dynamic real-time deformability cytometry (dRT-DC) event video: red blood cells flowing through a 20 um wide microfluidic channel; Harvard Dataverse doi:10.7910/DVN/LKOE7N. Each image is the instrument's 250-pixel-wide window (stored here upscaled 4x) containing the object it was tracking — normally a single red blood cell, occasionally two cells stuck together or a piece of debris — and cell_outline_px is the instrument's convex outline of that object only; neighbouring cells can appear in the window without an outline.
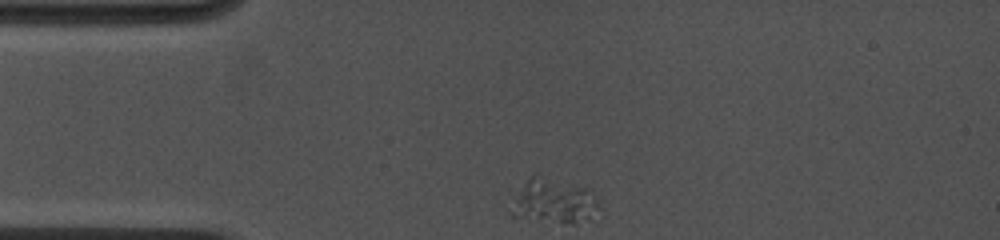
{"species": "common noctule bat (a hibernating species)", "species_latin": "Nyctalus noctula", "temperature_condition": "cold", "stored_images_in_passage": 52, "camera_frame_rate_fps": 4500, "um_per_image_px": 0.085, "animal": {"sex": "female", "body_mass_g": 19.0, "forearm_length_mm": 53.3}, "frame": {"image": 1, "passage_image": 1, "time_ms": 0.0, "image_size_px": [1000, 240], "cell_outline_px": [[600, 208], [592, 220], [576, 224], [564, 224], [512, 220], [508, 212], [516, 192], [536, 172], [588, 188], [596, 196], [600, 204]], "centroid_in_image_um": [47.04, 17.16], "position_along_channel_um": 38.0, "area_um2": 24.62}}
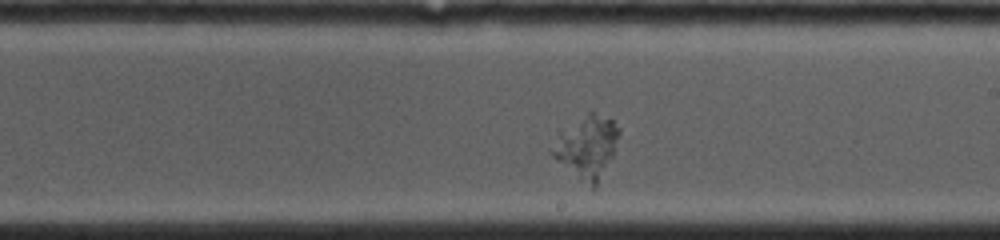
{"frame": {"image": 2, "passage_image": 30, "time_ms": 6.0, "image_size_px": [1000, 240], "cell_outline_px": [[620, 132], [612, 156], [596, 188], [592, 192], [552, 156], [548, 152], [556, 132], [588, 112], [592, 112], [612, 120], [620, 128]], "centroid_in_image_um": [49.83, 12.53], "position_along_channel_um": 239.2, "area_um2": 24.85}}
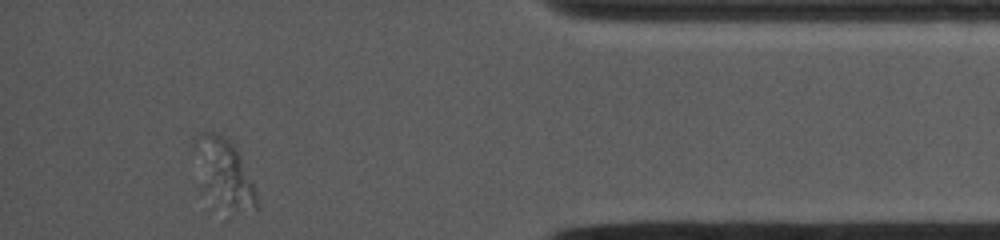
{"frame": {"image": 3, "passage_image": 52, "time_ms": 11.333, "image_size_px": [1000, 240], "cell_outline_px": [[256, 212], [228, 220], [224, 220], [200, 192], [192, 152], [192, 144], [204, 132], [212, 132], [228, 140], [240, 152], [256, 188]], "centroid_in_image_um": [19.01, 15.02], "position_along_channel_um": 416.2, "area_um2": 28.09}}